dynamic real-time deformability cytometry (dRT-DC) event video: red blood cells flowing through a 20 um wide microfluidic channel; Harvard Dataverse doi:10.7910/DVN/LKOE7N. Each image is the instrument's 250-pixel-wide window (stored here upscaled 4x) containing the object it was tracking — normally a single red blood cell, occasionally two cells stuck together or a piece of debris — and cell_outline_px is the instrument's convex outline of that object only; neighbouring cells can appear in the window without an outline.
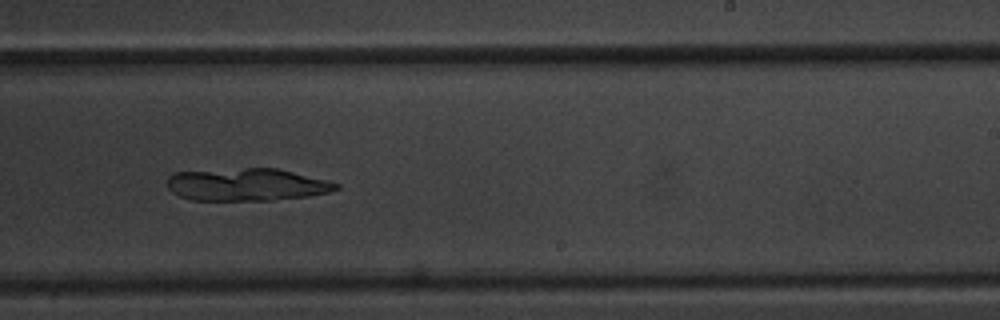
{"species": "common noctule bat (a hibernating species)", "species_latin": "Nyctalus noctula", "temperature_condition": "warm", "stored_images_in_passage": 42, "camera_frame_rate_fps": 3000, "um_per_image_px": 0.085, "animal": {"sex": "male", "body_mass_g": 20.1, "forearm_length_mm": 53.5}, "frame": {"image": 1, "passage_image": 20, "time_ms": 6.333, "image_size_px": [1000, 320], "cell_outline_px": [[340, 188], [328, 192], [308, 196], [272, 200], [192, 200], [180, 196], [172, 192], [164, 184], [168, 176], [172, 172], [244, 168], [276, 168], [340, 184]], "centroid_in_image_um": [20.89, 15.69], "position_along_channel_um": 268.1, "area_um2": 31.96}}
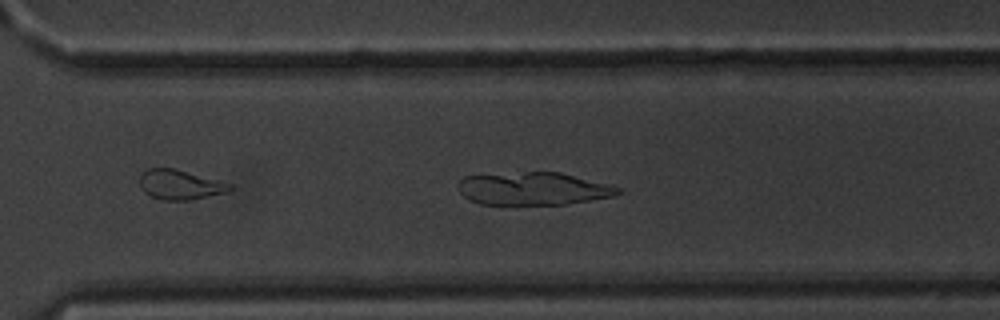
{"frame": {"image": 2, "passage_image": 25, "time_ms": 8.0, "image_size_px": [1000, 320], "cell_outline_px": [[620, 192], [612, 196], [564, 204], [480, 204], [468, 200], [460, 192], [456, 184], [464, 176], [528, 172], [560, 172], [620, 188]], "centroid_in_image_um": [45.24, 16.04], "position_along_channel_um": 325.4, "area_um2": 30.0}}